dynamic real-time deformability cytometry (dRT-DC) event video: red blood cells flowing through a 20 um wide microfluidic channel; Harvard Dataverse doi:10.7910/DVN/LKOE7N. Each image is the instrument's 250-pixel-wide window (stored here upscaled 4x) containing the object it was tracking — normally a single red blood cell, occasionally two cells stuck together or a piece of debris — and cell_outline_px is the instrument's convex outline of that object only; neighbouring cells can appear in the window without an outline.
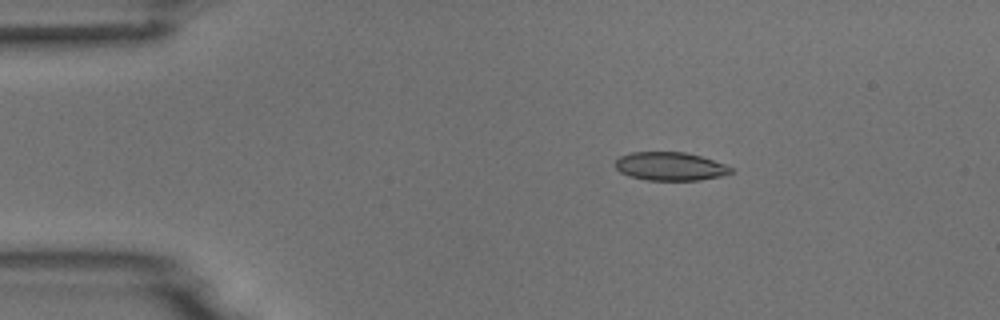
{"species": "common noctule bat (a hibernating species)", "species_latin": "Nyctalus noctula", "temperature_condition": "room temperature", "stored_images_in_passage": 4, "camera_frame_rate_fps": 3000, "um_per_image_px": 0.085, "animal": {"sex": "male", "body_mass_g": 18.8}, "frame": {"image": 1, "passage_image": 3, "time_ms": 2.333, "image_size_px": [1000, 320], "cell_outline_px": [[736, 172], [720, 176], [700, 180], [644, 180], [628, 176], [620, 172], [616, 168], [616, 160], [620, 156], [632, 152], [684, 152], [700, 156], [724, 164], [732, 168]], "centroid_in_image_um": [56.96, 14.15], "position_along_channel_um": 28.0, "area_um2": 19.13}}